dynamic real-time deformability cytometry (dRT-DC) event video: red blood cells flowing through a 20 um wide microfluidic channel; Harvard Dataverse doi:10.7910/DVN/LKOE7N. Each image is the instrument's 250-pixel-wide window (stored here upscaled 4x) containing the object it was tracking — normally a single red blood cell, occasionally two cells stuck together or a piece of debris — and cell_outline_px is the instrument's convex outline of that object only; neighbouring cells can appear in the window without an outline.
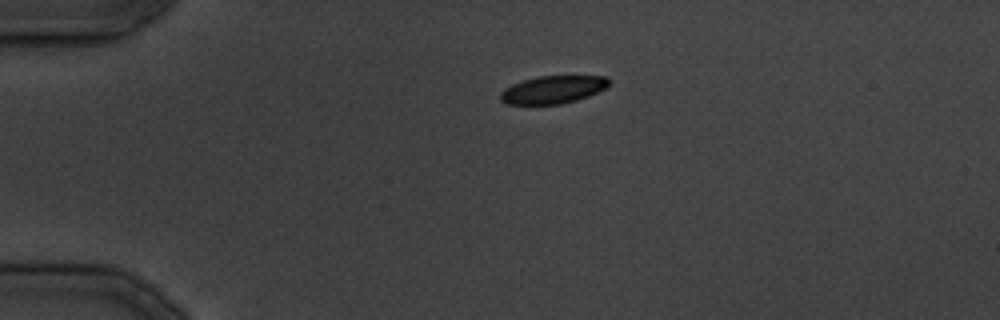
{"species": "common noctule bat (a hibernating species)", "species_latin": "Nyctalus noctula", "temperature_condition": "cold", "stored_images_in_passage": 24, "camera_frame_rate_fps": 3000, "um_per_image_px": 0.085, "animal": {"sex": "male", "body_mass_g": 19.5, "forearm_length_mm": 54.6}, "frame": {"image": 1, "passage_image": 1, "time_ms": 0.0, "image_size_px": [1000, 320], "cell_outline_px": [[608, 84], [604, 88], [588, 96], [576, 100], [560, 104], [508, 104], [500, 100], [500, 92], [504, 88], [512, 84], [524, 80], [540, 76], [608, 76]], "centroid_in_image_um": [46.96, 7.62], "position_along_channel_um": 38.0, "area_um2": 17.34}}
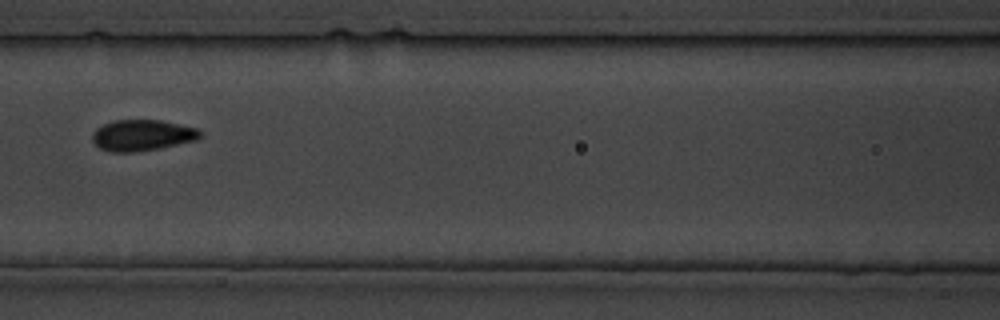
{"frame": {"image": 2, "passage_image": 9, "time_ms": 10.0, "image_size_px": [1000, 320], "cell_outline_px": [[204, 132], [196, 140], [160, 148], [136, 152], [112, 152], [100, 148], [92, 140], [92, 132], [96, 128], [112, 120], [160, 120], [200, 128]], "centroid_in_image_um": [12.11, 11.49], "position_along_channel_um": 154.5, "area_um2": 19.71}}
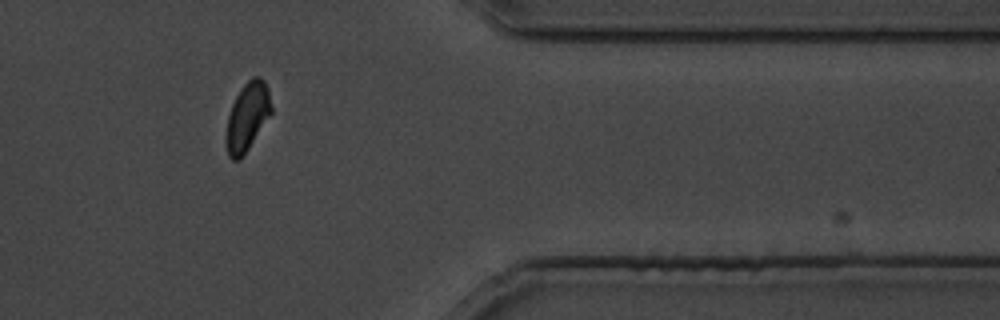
{"frame": {"image": 3, "passage_image": 22, "time_ms": 26.0, "image_size_px": [1000, 320], "cell_outline_px": [[272, 112], [240, 160], [232, 160], [228, 156], [224, 140], [224, 136], [228, 116], [232, 104], [236, 96], [244, 84], [252, 76], [260, 76], [264, 80], [268, 88], [272, 108]], "centroid_in_image_um": [21.0, 9.93], "position_along_channel_um": 390.4, "area_um2": 18.09}}